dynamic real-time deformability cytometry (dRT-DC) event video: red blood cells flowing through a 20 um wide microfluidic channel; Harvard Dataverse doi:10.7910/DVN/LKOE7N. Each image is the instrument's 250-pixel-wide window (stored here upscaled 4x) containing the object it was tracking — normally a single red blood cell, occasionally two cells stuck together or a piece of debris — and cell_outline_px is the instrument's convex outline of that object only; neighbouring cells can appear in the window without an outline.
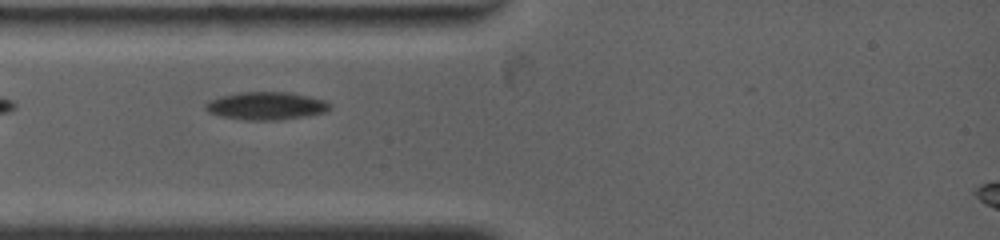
{"species": "common noctule bat (a hibernating species)", "species_latin": "Nyctalus noctula", "temperature_condition": "warm", "stored_images_in_passage": 40, "camera_frame_rate_fps": 4500, "um_per_image_px": 0.085, "animal": {"sex": "female", "body_mass_g": 19.0, "forearm_length_mm": 53.3}, "frame": {"image": 1, "passage_image": 1, "time_ms": 0.0, "image_size_px": [1000, 240], "cell_outline_px": [[332, 108], [324, 112], [304, 116], [280, 120], [244, 120], [220, 116], [208, 112], [204, 108], [204, 104], [208, 100], [220, 96], [236, 92], [288, 92], [308, 96], [324, 100], [332, 104]], "centroid_in_image_um": [22.58, 8.99], "position_along_channel_um": 62.4, "area_um2": 20.35}}
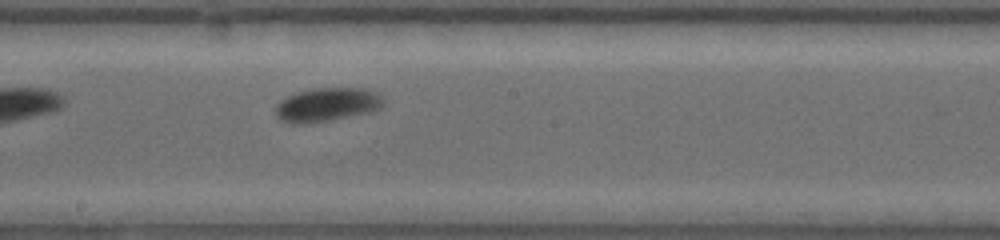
{"frame": {"image": 2, "passage_image": 17, "time_ms": 4.222, "image_size_px": [1000, 240], "cell_outline_px": [[384, 104], [380, 108], [368, 112], [332, 120], [300, 124], [292, 124], [280, 120], [276, 116], [276, 104], [280, 100], [288, 96], [300, 92], [316, 88], [364, 88], [380, 96], [384, 100]], "centroid_in_image_um": [27.76, 8.91], "position_along_channel_um": 220.4, "area_um2": 20.98}}
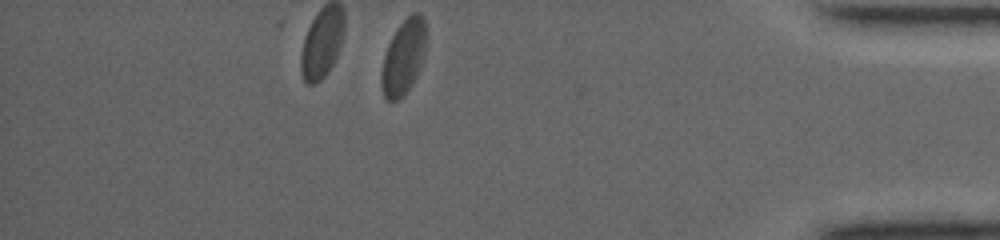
{"frame": {"image": 3, "passage_image": 39, "time_ms": 10.222, "image_size_px": [1000, 240], "cell_outline_px": [[424, 56], [420, 68], [412, 84], [404, 96], [400, 100], [384, 100], [380, 88], [380, 76], [384, 56], [388, 44], [396, 28], [412, 12], [420, 12], [424, 16]], "centroid_in_image_um": [34.26, 4.9], "position_along_channel_um": 400.9, "area_um2": 19.65}}